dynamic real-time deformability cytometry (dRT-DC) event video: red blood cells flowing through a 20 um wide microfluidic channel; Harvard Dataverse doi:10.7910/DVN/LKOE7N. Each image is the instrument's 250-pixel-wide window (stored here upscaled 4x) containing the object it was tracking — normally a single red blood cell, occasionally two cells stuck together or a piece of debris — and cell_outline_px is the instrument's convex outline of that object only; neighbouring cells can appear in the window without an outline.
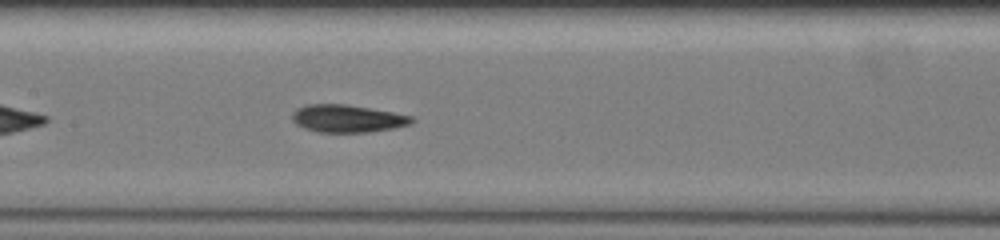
{"species": "common noctule bat (a hibernating species)", "species_latin": "Nyctalus noctula", "temperature_condition": "warm", "stored_images_in_passage": 40, "camera_frame_rate_fps": 3000, "um_per_image_px": 0.085, "animal": {"sex": "female", "body_mass_g": 19.5, "forearm_length_mm": 54.1}, "frame": {"image": 1, "passage_image": 12, "time_ms": 3.667, "image_size_px": [1000, 240], "cell_outline_px": [[416, 120], [412, 124], [392, 128], [368, 132], [316, 132], [304, 128], [296, 124], [292, 120], [292, 112], [296, 108], [308, 104], [344, 104], [392, 112], [412, 116]], "centroid_in_image_um": [29.51, 10.08], "position_along_channel_um": 177.9, "area_um2": 19.19}}
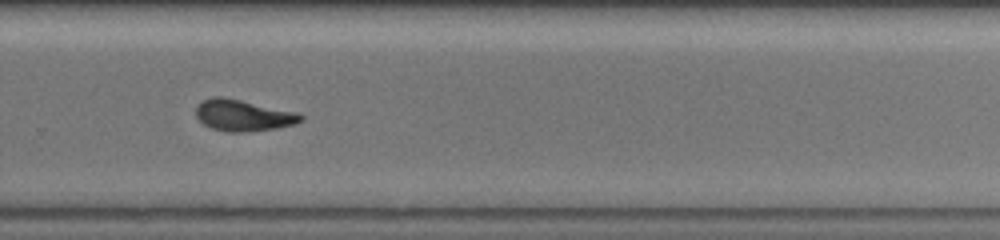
{"frame": {"image": 2, "passage_image": 23, "time_ms": 7.333, "image_size_px": [1000, 240], "cell_outline_px": [[304, 120], [296, 124], [276, 128], [248, 132], [228, 132], [212, 128], [204, 124], [196, 116], [196, 108], [204, 100], [212, 96], [220, 96], [240, 100], [296, 112], [304, 116]], "centroid_in_image_um": [20.69, 9.82], "position_along_channel_um": 309.1, "area_um2": 19.02}, "authors_computed_cell_mechanics": {"area_um2": 18.5538, "velocity_mm_per_s": 3.5892, "shape_relaxation_time_tau1_ms": 4.8443, "shape_relaxation_time_tau2_ms": 2.0948, "deformation_change_tau1": 0.1805, "deformation_change_tau2": 0.0856}}